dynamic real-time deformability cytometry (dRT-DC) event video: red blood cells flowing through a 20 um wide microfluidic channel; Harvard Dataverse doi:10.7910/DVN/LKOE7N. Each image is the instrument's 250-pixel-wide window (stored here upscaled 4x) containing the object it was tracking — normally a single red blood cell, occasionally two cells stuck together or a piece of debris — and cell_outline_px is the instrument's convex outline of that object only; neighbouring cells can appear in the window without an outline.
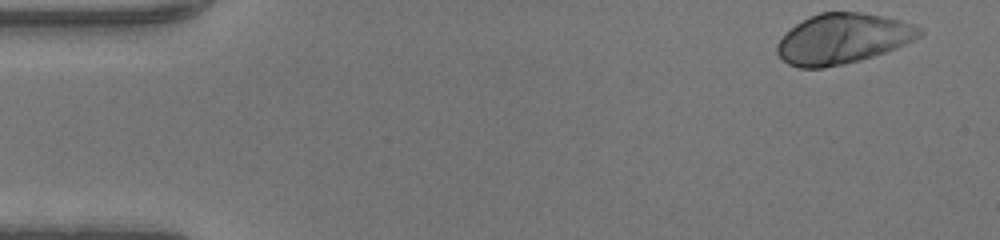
{"species": "human", "species_latin": "Homo sapiens", "temperature_condition": "warm", "stored_images_in_passage": 44, "camera_frame_rate_fps": 3000, "um_per_image_px": 0.085, "donor": {"sex": "male"}, "frame": {"image": 1, "passage_image": 1, "time_ms": 0.0, "image_size_px": [1000, 240], "cell_outline_px": [[924, 32], [920, 36], [896, 48], [860, 60], [844, 64], [824, 68], [800, 68], [788, 64], [776, 52], [776, 44], [796, 24], [820, 12], [860, 12], [900, 20], [912, 24], [920, 28]], "centroid_in_image_um": [71.63, 3.3], "position_along_channel_um": 13.4, "area_um2": 41.15}}
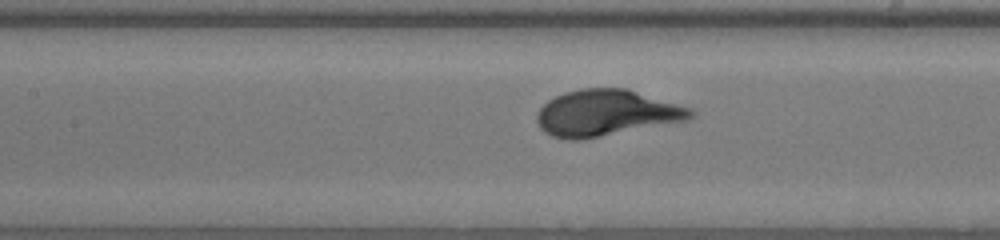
{"frame": {"image": 2, "passage_image": 19, "time_ms": 6.0, "image_size_px": [1000, 240], "cell_outline_px": [[696, 112], [688, 120], [576, 140], [572, 140], [552, 136], [544, 132], [540, 128], [536, 120], [536, 116], [540, 108], [548, 100], [564, 92], [580, 88], [628, 88], [688, 108]], "centroid_in_image_um": [51.48, 9.59], "position_along_channel_um": 155.9, "area_um2": 40.86}}
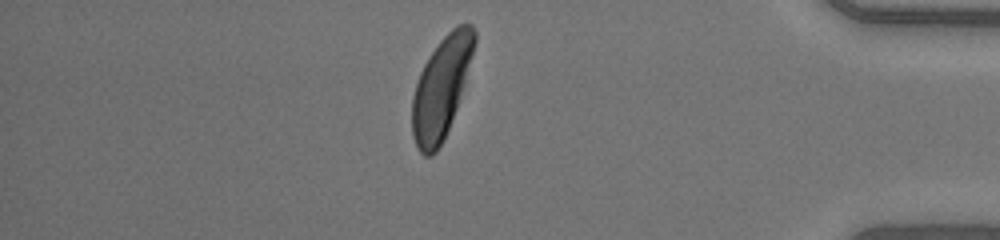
{"frame": {"image": 3, "passage_image": 38, "time_ms": 12.333, "image_size_px": [1000, 240], "cell_outline_px": [[476, 40], [464, 84], [456, 108], [444, 140], [436, 152], [432, 156], [424, 156], [420, 152], [412, 136], [412, 96], [420, 72], [428, 56], [440, 40], [456, 24], [472, 24], [476, 32]], "centroid_in_image_um": [37.49, 7.45], "position_along_channel_um": 397.7, "area_um2": 36.36}}